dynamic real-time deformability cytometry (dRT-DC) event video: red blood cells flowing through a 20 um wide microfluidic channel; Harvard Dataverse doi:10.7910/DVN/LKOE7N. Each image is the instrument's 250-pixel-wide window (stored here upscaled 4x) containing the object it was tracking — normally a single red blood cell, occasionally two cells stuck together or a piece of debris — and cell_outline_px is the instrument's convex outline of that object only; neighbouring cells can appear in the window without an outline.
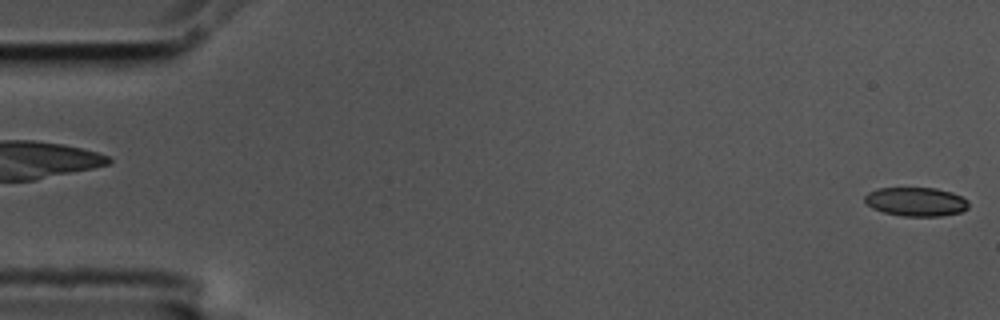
{"species": "common noctule bat (a hibernating species)", "species_latin": "Nyctalus noctula", "temperature_condition": "cold", "stored_images_in_passage": 6, "segment_of_instrument_passage": [2, 2], "camera_frame_rate_fps": 3000, "um_per_image_px": 0.085, "animal": {"sex": "male", "body_mass_g": 17.5, "forearm_length_mm": 52.3}, "frame": {"image": 1, "passage_image": 6, "time_ms": 1.667, "image_size_px": [1000, 320], "cell_outline_px": [[968, 208], [960, 212], [940, 216], [904, 216], [884, 212], [872, 208], [864, 200], [864, 196], [868, 192], [876, 188], [936, 188], [952, 192], [968, 200]], "centroid_in_image_um": [77.85, 17.14], "position_along_channel_um": 7.1, "area_um2": 17.46}}